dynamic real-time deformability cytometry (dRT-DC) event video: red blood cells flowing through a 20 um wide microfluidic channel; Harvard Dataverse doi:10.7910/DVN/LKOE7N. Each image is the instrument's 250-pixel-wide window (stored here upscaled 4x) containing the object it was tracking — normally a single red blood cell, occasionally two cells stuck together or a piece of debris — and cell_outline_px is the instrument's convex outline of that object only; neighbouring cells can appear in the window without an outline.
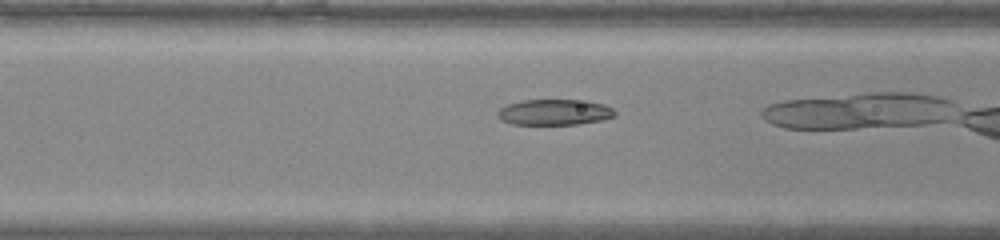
{"species": "common noctule bat (a hibernating species)", "species_latin": "Nyctalus noctula", "temperature_condition": "warm", "stored_images_in_passage": 34, "camera_frame_rate_fps": 3000, "um_per_image_px": 0.085, "animal": {"sex": "male", "body_mass_g": 20.0, "forearm_length_mm": 53.3}, "frame": {"image": 1, "passage_image": 16, "time_ms": 5.0, "image_size_px": [1000, 240], "cell_outline_px": [[616, 116], [600, 120], [576, 124], [512, 124], [500, 120], [496, 116], [496, 112], [500, 108], [508, 104], [520, 100], [588, 100], [604, 104], [612, 108], [616, 112]], "centroid_in_image_um": [47.11, 9.53], "position_along_channel_um": 119.5, "area_um2": 17.74}}
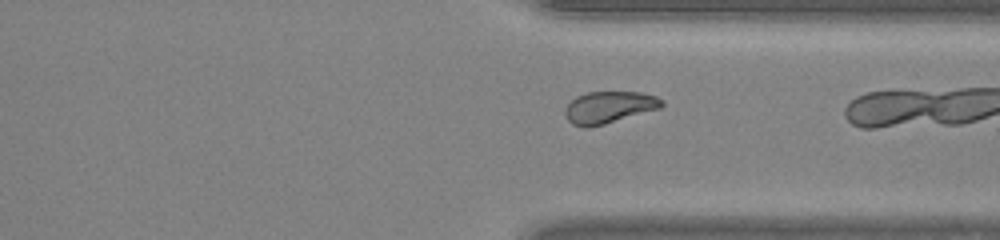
{"frame": {"image": 2, "passage_image": 32, "time_ms": 10.333, "image_size_px": [1000, 240], "cell_outline_px": [[664, 104], [660, 108], [604, 124], [588, 128], [584, 128], [572, 124], [568, 120], [564, 112], [564, 108], [576, 96], [588, 92], [640, 92], [656, 96], [664, 100]], "centroid_in_image_um": [51.75, 9.12], "position_along_channel_um": 359.7, "area_um2": 17.98}}